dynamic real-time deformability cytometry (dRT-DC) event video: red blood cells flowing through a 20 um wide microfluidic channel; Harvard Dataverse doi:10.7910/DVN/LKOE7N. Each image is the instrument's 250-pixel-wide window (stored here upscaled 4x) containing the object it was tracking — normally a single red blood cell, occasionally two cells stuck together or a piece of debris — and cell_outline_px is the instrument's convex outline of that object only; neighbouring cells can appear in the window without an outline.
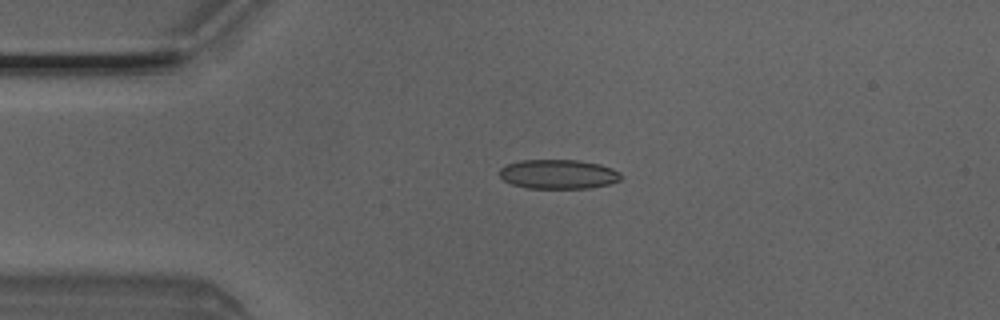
{"species": "Egyptian fruit bat (a non-hibernating species)", "species_latin": "Rousettus aegyptiacus", "temperature_condition": "room temperature", "stored_images_in_passage": 4, "camera_frame_rate_fps": 3000, "um_per_image_px": 0.085, "animal": {"sex": "male"}, "frame": {"image": 1, "passage_image": 3, "time_ms": 0.667, "image_size_px": [1000, 320], "cell_outline_px": [[624, 176], [620, 180], [608, 184], [588, 188], [528, 188], [512, 184], [504, 180], [500, 176], [500, 168], [508, 164], [520, 160], [580, 160], [600, 164], [612, 168], [620, 172]], "centroid_in_image_um": [47.49, 14.8], "position_along_channel_um": 37.5, "area_um2": 20.81}}